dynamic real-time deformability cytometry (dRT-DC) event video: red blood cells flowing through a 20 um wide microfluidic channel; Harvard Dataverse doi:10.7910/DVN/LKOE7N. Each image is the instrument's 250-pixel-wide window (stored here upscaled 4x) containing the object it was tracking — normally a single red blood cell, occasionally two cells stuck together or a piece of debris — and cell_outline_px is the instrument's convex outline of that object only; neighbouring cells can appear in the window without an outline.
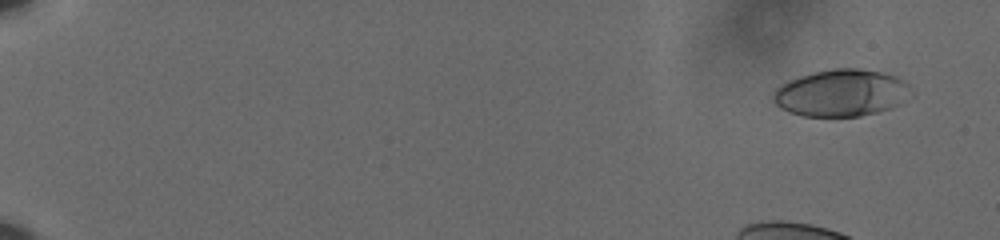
{"species": "human", "species_latin": "Homo sapiens", "temperature_condition": "cold", "stored_images_in_passage": 59, "camera_frame_rate_fps": 3000, "um_per_image_px": 0.085, "donor": {"sex": "male"}, "frame": {"image": 1, "passage_image": 4, "time_ms": 1.0, "image_size_px": [1000, 240], "cell_outline_px": [[916, 96], [892, 108], [860, 116], [804, 116], [780, 108], [772, 100], [772, 96], [776, 88], [780, 84], [788, 80], [800, 76], [832, 68], [860, 68], [884, 72], [896, 76], [904, 80], [912, 88]], "centroid_in_image_um": [71.59, 7.89], "position_along_channel_um": 13.4, "area_um2": 38.32}, "authors_computed_cell_mechanics": {"area_um2": 36.1828, "velocity_mm_per_s": 3.6062, "shape_relaxation_time_tau1_ms": 5.0735, "shape_relaxation_time_tau2_ms": 0.8173, "deformation_change_tau1": 0.1324, "deformation_change_tau2": 0.0468}}